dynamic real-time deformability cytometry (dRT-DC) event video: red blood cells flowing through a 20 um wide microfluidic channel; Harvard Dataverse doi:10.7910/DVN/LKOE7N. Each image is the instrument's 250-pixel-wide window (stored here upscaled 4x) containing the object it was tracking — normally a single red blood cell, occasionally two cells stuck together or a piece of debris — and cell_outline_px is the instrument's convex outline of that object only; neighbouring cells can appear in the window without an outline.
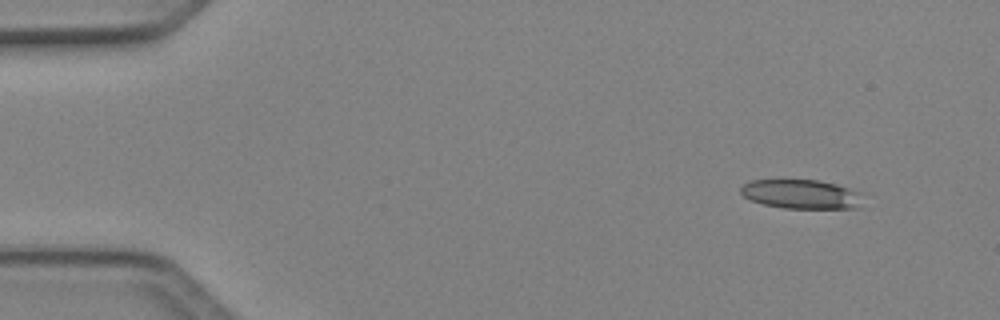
{"species": "Egyptian fruit bat (a non-hibernating species)", "species_latin": "Rousettus aegyptiacus", "temperature_condition": "cold", "stored_images_in_passage": 7, "camera_frame_rate_fps": 3000, "um_per_image_px": 0.085, "animal": {"sex": "female"}, "frame": {"image": 1, "passage_image": 1, "time_ms": 0.0, "image_size_px": [1000, 320], "cell_outline_px": [[864, 192], [856, 208], [784, 208], [764, 204], [752, 200], [744, 196], [740, 192], [740, 188], [744, 184], [752, 180], [820, 180], [836, 184]], "centroid_in_image_um": [68.13, 16.49], "position_along_channel_um": 16.9, "area_um2": 20.69}}
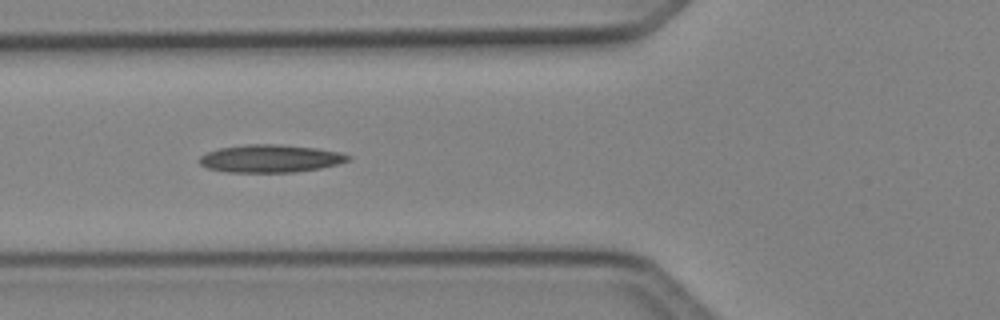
{"frame": {"image": 2, "passage_image": 5, "time_ms": 1.333, "image_size_px": [1000, 320], "cell_outline_px": [[352, 156], [348, 160], [336, 164], [320, 168], [296, 172], [228, 172], [208, 168], [200, 164], [200, 156], [208, 152], [220, 148], [248, 144], [276, 144], [316, 148], [340, 152]], "centroid_in_image_um": [22.99, 13.47], "position_along_channel_um": 102.8, "area_um2": 23.81}}
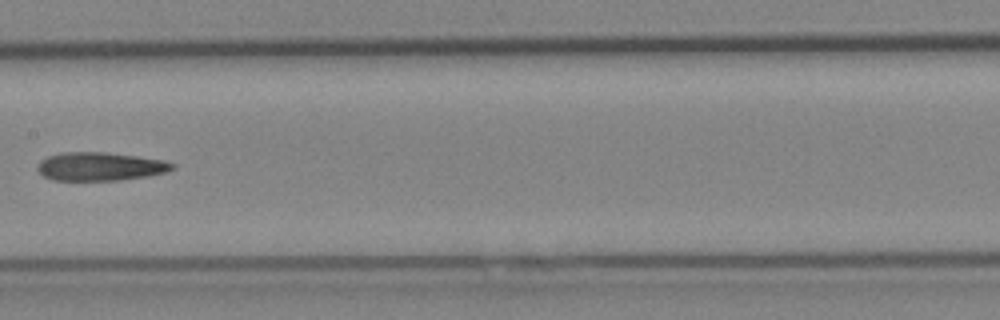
{"frame": {"image": 3, "passage_image": 7, "time_ms": 2.0, "image_size_px": [1000, 320], "cell_outline_px": [[176, 168], [168, 172], [148, 176], [120, 180], [52, 180], [44, 176], [36, 168], [40, 160], [48, 156], [60, 152], [104, 152], [136, 156], [164, 160], [176, 164]], "centroid_in_image_um": [8.54, 14.15], "position_along_channel_um": 198.9, "area_um2": 22.48}}